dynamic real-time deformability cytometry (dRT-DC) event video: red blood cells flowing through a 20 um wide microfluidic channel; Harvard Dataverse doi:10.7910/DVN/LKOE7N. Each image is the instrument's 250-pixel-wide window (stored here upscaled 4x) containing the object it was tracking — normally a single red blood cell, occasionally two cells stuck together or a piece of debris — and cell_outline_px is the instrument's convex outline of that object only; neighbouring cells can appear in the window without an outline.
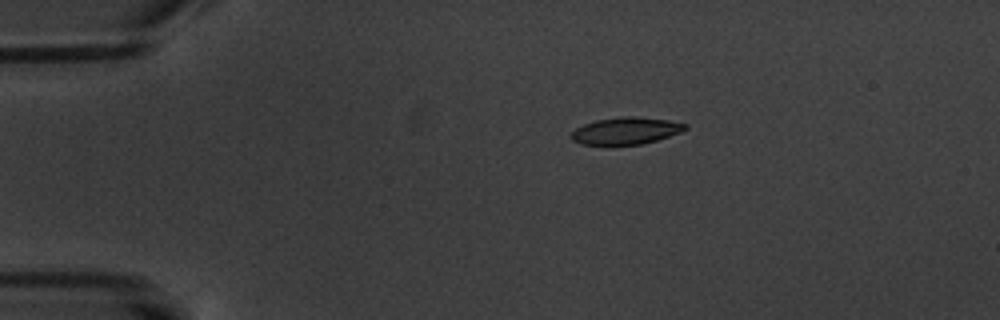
{"species": "common noctule bat (a hibernating species)", "species_latin": "Nyctalus noctula", "temperature_condition": "warm", "stored_images_in_passage": 5, "camera_frame_rate_fps": 3000, "um_per_image_px": 0.085, "animal": {"sex": "male", "body_mass_g": 20.1, "forearm_length_mm": 53.5}, "frame": {"image": 1, "passage_image": 1, "time_ms": 0.0, "image_size_px": [1000, 320], "cell_outline_px": [[688, 128], [680, 132], [656, 140], [640, 144], [580, 144], [572, 140], [572, 132], [576, 128], [584, 124], [596, 120], [624, 116], [636, 116], [668, 120], [688, 124]], "centroid_in_image_um": [53.21, 11.1], "position_along_channel_um": 31.8, "area_um2": 17.69}}